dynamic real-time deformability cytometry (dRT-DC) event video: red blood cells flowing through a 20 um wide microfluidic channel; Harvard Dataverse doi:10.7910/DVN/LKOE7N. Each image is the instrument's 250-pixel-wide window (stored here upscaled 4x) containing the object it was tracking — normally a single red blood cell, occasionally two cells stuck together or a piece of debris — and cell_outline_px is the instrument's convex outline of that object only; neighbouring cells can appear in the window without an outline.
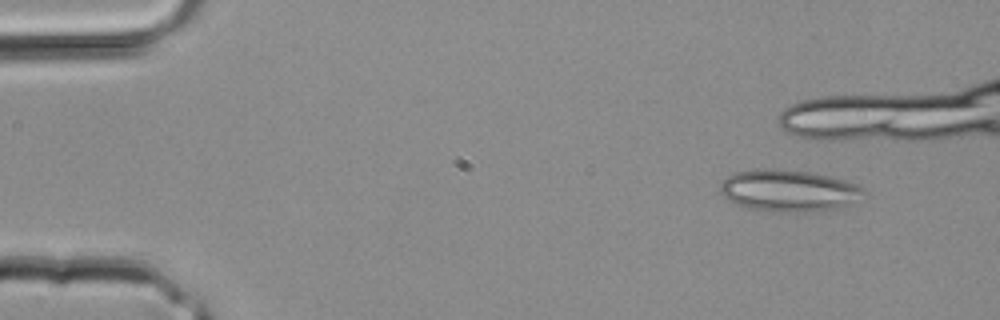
{"species": "common noctule bat (a hibernating species)", "species_latin": "Nyctalus noctula", "temperature_condition": "room temperature", "stored_images_in_passage": 6, "camera_frame_rate_fps": 3000, "um_per_image_px": 0.085, "animal": {"sex": "male", "body_mass_g": 20.4}, "frame": {"image": 1, "passage_image": 1, "time_ms": 0.0, "image_size_px": [1000, 320], "cell_outline_px": [[868, 192], [844, 208], [820, 212], [772, 212], [748, 208], [736, 204], [728, 200], [720, 192], [720, 180], [736, 172], [764, 168], [776, 168], [812, 172], [844, 180], [856, 184], [864, 188]], "centroid_in_image_um": [67.06, 16.22], "position_along_channel_um": 17.9, "area_um2": 35.66}}